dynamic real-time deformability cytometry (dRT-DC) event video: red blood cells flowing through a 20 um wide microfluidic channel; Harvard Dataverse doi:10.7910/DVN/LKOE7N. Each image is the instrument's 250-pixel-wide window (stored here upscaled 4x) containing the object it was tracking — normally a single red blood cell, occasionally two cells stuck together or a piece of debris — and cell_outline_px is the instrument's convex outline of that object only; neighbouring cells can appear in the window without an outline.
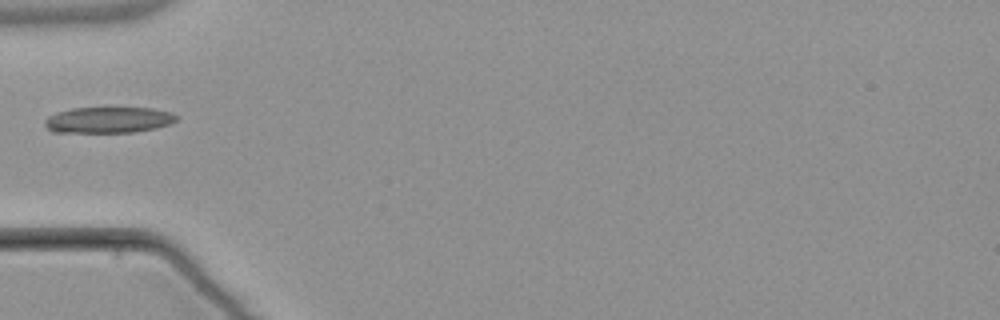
{"species": "common noctule bat (a hibernating species)", "species_latin": "Nyctalus noctula", "temperature_condition": "warm", "stored_images_in_passage": 2, "camera_frame_rate_fps": 3000, "um_per_image_px": 0.085, "animal": {"sex": "male", "body_mass_g": 21.5, "forearm_length_mm": 52.0}, "frame": {"image": 1, "passage_image": 1, "time_ms": 0.0, "image_size_px": [1000, 320], "cell_outline_px": [[180, 116], [176, 120], [168, 124], [156, 128], [136, 132], [52, 132], [44, 124], [44, 120], [48, 116], [56, 112], [72, 108], [152, 108], [172, 112]], "centroid_in_image_um": [9.23, 10.19], "position_along_channel_um": 75.8, "area_um2": 20.06}}
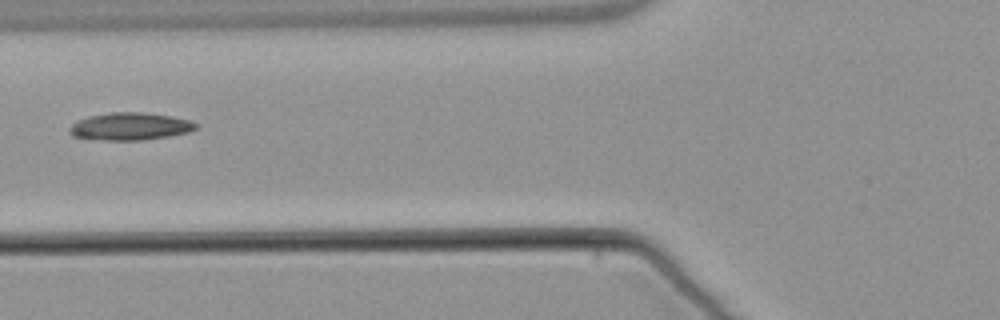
{"frame": {"image": 2, "passage_image": 2, "time_ms": 1.0, "image_size_px": [1000, 320], "cell_outline_px": [[196, 128], [188, 132], [168, 136], [144, 140], [104, 140], [72, 136], [68, 132], [68, 128], [76, 120], [88, 116], [112, 112], [140, 112], [172, 116], [188, 120], [196, 124]], "centroid_in_image_um": [11.0, 10.74], "position_along_channel_um": 114.8, "area_um2": 20.17}}